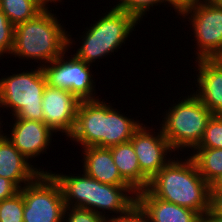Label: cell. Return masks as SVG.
Wrapping results in <instances>:
<instances>
[{"label": "cell", "instance_id": "8fae6325", "mask_svg": "<svg viewBox=\"0 0 222 222\" xmlns=\"http://www.w3.org/2000/svg\"><path fill=\"white\" fill-rule=\"evenodd\" d=\"M81 100L69 90L50 87L44 89L42 97L43 122L55 132L62 134L65 139L74 130L77 111ZM64 133V134H63Z\"/></svg>", "mask_w": 222, "mask_h": 222}, {"label": "cell", "instance_id": "ba28073f", "mask_svg": "<svg viewBox=\"0 0 222 222\" xmlns=\"http://www.w3.org/2000/svg\"><path fill=\"white\" fill-rule=\"evenodd\" d=\"M70 33L69 31V49L54 61L43 66L47 84L53 88L69 90L81 101L98 99L96 77H94L95 72L92 70V65L86 64L72 53L67 56L68 51L72 50L74 45L76 46L75 37L72 39Z\"/></svg>", "mask_w": 222, "mask_h": 222}, {"label": "cell", "instance_id": "83f0119b", "mask_svg": "<svg viewBox=\"0 0 222 222\" xmlns=\"http://www.w3.org/2000/svg\"><path fill=\"white\" fill-rule=\"evenodd\" d=\"M19 192V188L9 179L0 177V202Z\"/></svg>", "mask_w": 222, "mask_h": 222}, {"label": "cell", "instance_id": "277c9868", "mask_svg": "<svg viewBox=\"0 0 222 222\" xmlns=\"http://www.w3.org/2000/svg\"><path fill=\"white\" fill-rule=\"evenodd\" d=\"M110 2L109 7L104 11L105 13L101 10L103 15H99L97 17L99 19L94 21L91 19L93 23L91 22L89 27L86 26L84 31L80 33L83 35L78 38L79 44L77 45L80 46L76 48L74 55L86 64L92 65L100 62V59H108L107 56L114 54V52L117 53L118 49L128 43V38L133 36L131 34L140 25L134 16L115 8ZM108 8L109 10H107Z\"/></svg>", "mask_w": 222, "mask_h": 222}, {"label": "cell", "instance_id": "3957f363", "mask_svg": "<svg viewBox=\"0 0 222 222\" xmlns=\"http://www.w3.org/2000/svg\"><path fill=\"white\" fill-rule=\"evenodd\" d=\"M52 9H43L32 19L15 25L10 58L29 63L32 59L43 67L69 49V32Z\"/></svg>", "mask_w": 222, "mask_h": 222}, {"label": "cell", "instance_id": "f1b7e54d", "mask_svg": "<svg viewBox=\"0 0 222 222\" xmlns=\"http://www.w3.org/2000/svg\"><path fill=\"white\" fill-rule=\"evenodd\" d=\"M198 0H164V2L171 7L170 11H175V15H178L184 9L192 6Z\"/></svg>", "mask_w": 222, "mask_h": 222}, {"label": "cell", "instance_id": "cb8c5ba5", "mask_svg": "<svg viewBox=\"0 0 222 222\" xmlns=\"http://www.w3.org/2000/svg\"><path fill=\"white\" fill-rule=\"evenodd\" d=\"M196 148L222 149V115H213L211 117Z\"/></svg>", "mask_w": 222, "mask_h": 222}, {"label": "cell", "instance_id": "4dcf8cb0", "mask_svg": "<svg viewBox=\"0 0 222 222\" xmlns=\"http://www.w3.org/2000/svg\"><path fill=\"white\" fill-rule=\"evenodd\" d=\"M43 9H49L50 8V4L49 3H53V4H55L56 3V5H54V7L55 6H57L58 4L57 3H59L60 2V5L61 4H63V0H35ZM62 2V3H61Z\"/></svg>", "mask_w": 222, "mask_h": 222}, {"label": "cell", "instance_id": "4fadbf2b", "mask_svg": "<svg viewBox=\"0 0 222 222\" xmlns=\"http://www.w3.org/2000/svg\"><path fill=\"white\" fill-rule=\"evenodd\" d=\"M195 61V67L192 69H196V72L192 78L195 79L193 83L196 85L195 88L192 85L189 90H192L213 115H222V68L212 59Z\"/></svg>", "mask_w": 222, "mask_h": 222}, {"label": "cell", "instance_id": "d6a6232c", "mask_svg": "<svg viewBox=\"0 0 222 222\" xmlns=\"http://www.w3.org/2000/svg\"><path fill=\"white\" fill-rule=\"evenodd\" d=\"M212 60L222 68V50H220Z\"/></svg>", "mask_w": 222, "mask_h": 222}, {"label": "cell", "instance_id": "7a4b0ae2", "mask_svg": "<svg viewBox=\"0 0 222 222\" xmlns=\"http://www.w3.org/2000/svg\"><path fill=\"white\" fill-rule=\"evenodd\" d=\"M177 156L174 154L150 180L147 189L157 198L194 210L203 216L210 209V185L199 174L189 154L186 156L180 153Z\"/></svg>", "mask_w": 222, "mask_h": 222}, {"label": "cell", "instance_id": "e575fe53", "mask_svg": "<svg viewBox=\"0 0 222 222\" xmlns=\"http://www.w3.org/2000/svg\"><path fill=\"white\" fill-rule=\"evenodd\" d=\"M214 1L217 5L222 7V0H212Z\"/></svg>", "mask_w": 222, "mask_h": 222}, {"label": "cell", "instance_id": "d4e9b609", "mask_svg": "<svg viewBox=\"0 0 222 222\" xmlns=\"http://www.w3.org/2000/svg\"><path fill=\"white\" fill-rule=\"evenodd\" d=\"M14 27L0 9V60L7 56L9 58L11 54L14 44Z\"/></svg>", "mask_w": 222, "mask_h": 222}, {"label": "cell", "instance_id": "9a60e30c", "mask_svg": "<svg viewBox=\"0 0 222 222\" xmlns=\"http://www.w3.org/2000/svg\"><path fill=\"white\" fill-rule=\"evenodd\" d=\"M135 204L137 192L130 186L103 184L94 179L93 212L109 220L128 212Z\"/></svg>", "mask_w": 222, "mask_h": 222}, {"label": "cell", "instance_id": "4316f807", "mask_svg": "<svg viewBox=\"0 0 222 222\" xmlns=\"http://www.w3.org/2000/svg\"><path fill=\"white\" fill-rule=\"evenodd\" d=\"M108 222H150V220L138 204H135L128 212L110 218Z\"/></svg>", "mask_w": 222, "mask_h": 222}, {"label": "cell", "instance_id": "52a82bcc", "mask_svg": "<svg viewBox=\"0 0 222 222\" xmlns=\"http://www.w3.org/2000/svg\"><path fill=\"white\" fill-rule=\"evenodd\" d=\"M188 21L193 34V59H212L222 50V7L212 0H198L181 11L176 18ZM181 17V18H180ZM187 19V20H185ZM185 20V21H184Z\"/></svg>", "mask_w": 222, "mask_h": 222}, {"label": "cell", "instance_id": "d6986e66", "mask_svg": "<svg viewBox=\"0 0 222 222\" xmlns=\"http://www.w3.org/2000/svg\"><path fill=\"white\" fill-rule=\"evenodd\" d=\"M110 149L122 179L136 192L147 189L150 180L141 172L132 143L118 144Z\"/></svg>", "mask_w": 222, "mask_h": 222}, {"label": "cell", "instance_id": "ffe728a7", "mask_svg": "<svg viewBox=\"0 0 222 222\" xmlns=\"http://www.w3.org/2000/svg\"><path fill=\"white\" fill-rule=\"evenodd\" d=\"M189 155L195 162L199 174L209 185L222 175L221 148H195Z\"/></svg>", "mask_w": 222, "mask_h": 222}, {"label": "cell", "instance_id": "7c38bea8", "mask_svg": "<svg viewBox=\"0 0 222 222\" xmlns=\"http://www.w3.org/2000/svg\"><path fill=\"white\" fill-rule=\"evenodd\" d=\"M10 120L8 127H11L9 131L8 128L4 130L5 135L24 157L32 162V160L36 161L35 158L41 154H48L52 140L55 139L53 138L55 132L44 122L22 118H10Z\"/></svg>", "mask_w": 222, "mask_h": 222}, {"label": "cell", "instance_id": "9c48e42d", "mask_svg": "<svg viewBox=\"0 0 222 222\" xmlns=\"http://www.w3.org/2000/svg\"><path fill=\"white\" fill-rule=\"evenodd\" d=\"M19 191L23 195V222H63L65 202L59 183L50 173H41Z\"/></svg>", "mask_w": 222, "mask_h": 222}, {"label": "cell", "instance_id": "6da1fadb", "mask_svg": "<svg viewBox=\"0 0 222 222\" xmlns=\"http://www.w3.org/2000/svg\"><path fill=\"white\" fill-rule=\"evenodd\" d=\"M112 105L102 98L80 102L74 130L68 137L74 146L110 148L131 140L143 124L142 118H131Z\"/></svg>", "mask_w": 222, "mask_h": 222}, {"label": "cell", "instance_id": "e0dca14e", "mask_svg": "<svg viewBox=\"0 0 222 222\" xmlns=\"http://www.w3.org/2000/svg\"><path fill=\"white\" fill-rule=\"evenodd\" d=\"M79 150H82V159L79 160L82 163V171L88 176L103 184L129 186L122 179L110 148L90 146Z\"/></svg>", "mask_w": 222, "mask_h": 222}, {"label": "cell", "instance_id": "5b68a950", "mask_svg": "<svg viewBox=\"0 0 222 222\" xmlns=\"http://www.w3.org/2000/svg\"><path fill=\"white\" fill-rule=\"evenodd\" d=\"M178 99L169 102L171 106L162 112L158 126L178 155L190 154L199 145L213 114L192 92Z\"/></svg>", "mask_w": 222, "mask_h": 222}, {"label": "cell", "instance_id": "7402d4cb", "mask_svg": "<svg viewBox=\"0 0 222 222\" xmlns=\"http://www.w3.org/2000/svg\"><path fill=\"white\" fill-rule=\"evenodd\" d=\"M117 1V2H116ZM116 4V5H115ZM164 5L167 8L169 7L164 0H115L114 7L121 9L128 14L134 16L140 23L143 21V17H147V12L152 11V9H157L155 7H159L160 5ZM155 6V7H154Z\"/></svg>", "mask_w": 222, "mask_h": 222}, {"label": "cell", "instance_id": "484cf974", "mask_svg": "<svg viewBox=\"0 0 222 222\" xmlns=\"http://www.w3.org/2000/svg\"><path fill=\"white\" fill-rule=\"evenodd\" d=\"M63 222H108V220L92 210L66 206Z\"/></svg>", "mask_w": 222, "mask_h": 222}, {"label": "cell", "instance_id": "5bb4252c", "mask_svg": "<svg viewBox=\"0 0 222 222\" xmlns=\"http://www.w3.org/2000/svg\"><path fill=\"white\" fill-rule=\"evenodd\" d=\"M13 145V143L4 135L0 139V177L12 181L19 189L30 184L41 173H48L46 169H41L32 165ZM23 185V186H22Z\"/></svg>", "mask_w": 222, "mask_h": 222}, {"label": "cell", "instance_id": "2e32d148", "mask_svg": "<svg viewBox=\"0 0 222 222\" xmlns=\"http://www.w3.org/2000/svg\"><path fill=\"white\" fill-rule=\"evenodd\" d=\"M137 204L150 222H202L196 211L157 198L148 189L137 192Z\"/></svg>", "mask_w": 222, "mask_h": 222}, {"label": "cell", "instance_id": "603a6c76", "mask_svg": "<svg viewBox=\"0 0 222 222\" xmlns=\"http://www.w3.org/2000/svg\"><path fill=\"white\" fill-rule=\"evenodd\" d=\"M24 199L19 191L0 202V222H23Z\"/></svg>", "mask_w": 222, "mask_h": 222}, {"label": "cell", "instance_id": "ac0fdd59", "mask_svg": "<svg viewBox=\"0 0 222 222\" xmlns=\"http://www.w3.org/2000/svg\"><path fill=\"white\" fill-rule=\"evenodd\" d=\"M47 171L59 183L66 206L93 211L94 179L92 177L79 170V174L78 172L75 174L58 173V170L53 172L50 169Z\"/></svg>", "mask_w": 222, "mask_h": 222}, {"label": "cell", "instance_id": "8992f818", "mask_svg": "<svg viewBox=\"0 0 222 222\" xmlns=\"http://www.w3.org/2000/svg\"><path fill=\"white\" fill-rule=\"evenodd\" d=\"M35 67L23 72L17 69L10 72L12 75L5 72L0 78V108L5 109L3 113L9 111L11 118L43 122L42 97L47 79L43 67Z\"/></svg>", "mask_w": 222, "mask_h": 222}, {"label": "cell", "instance_id": "1f68e13d", "mask_svg": "<svg viewBox=\"0 0 222 222\" xmlns=\"http://www.w3.org/2000/svg\"><path fill=\"white\" fill-rule=\"evenodd\" d=\"M210 191L222 192V175L210 185Z\"/></svg>", "mask_w": 222, "mask_h": 222}, {"label": "cell", "instance_id": "836d02e7", "mask_svg": "<svg viewBox=\"0 0 222 222\" xmlns=\"http://www.w3.org/2000/svg\"><path fill=\"white\" fill-rule=\"evenodd\" d=\"M0 113H1V108H0ZM5 118L4 116H2V114L0 115V139L5 135V132L3 131V125H5V123L3 124V118ZM2 120V121H1Z\"/></svg>", "mask_w": 222, "mask_h": 222}, {"label": "cell", "instance_id": "30bf717a", "mask_svg": "<svg viewBox=\"0 0 222 222\" xmlns=\"http://www.w3.org/2000/svg\"><path fill=\"white\" fill-rule=\"evenodd\" d=\"M147 125L142 124L133 134L130 142L134 147L141 172L151 180L173 158L171 156L176 152L158 125L151 124V128L150 125Z\"/></svg>", "mask_w": 222, "mask_h": 222}, {"label": "cell", "instance_id": "44dd1931", "mask_svg": "<svg viewBox=\"0 0 222 222\" xmlns=\"http://www.w3.org/2000/svg\"><path fill=\"white\" fill-rule=\"evenodd\" d=\"M0 9L14 26L32 19L43 10L35 0H0Z\"/></svg>", "mask_w": 222, "mask_h": 222}, {"label": "cell", "instance_id": "f546056e", "mask_svg": "<svg viewBox=\"0 0 222 222\" xmlns=\"http://www.w3.org/2000/svg\"><path fill=\"white\" fill-rule=\"evenodd\" d=\"M210 209L217 215H222V192L210 191Z\"/></svg>", "mask_w": 222, "mask_h": 222}]
</instances>
